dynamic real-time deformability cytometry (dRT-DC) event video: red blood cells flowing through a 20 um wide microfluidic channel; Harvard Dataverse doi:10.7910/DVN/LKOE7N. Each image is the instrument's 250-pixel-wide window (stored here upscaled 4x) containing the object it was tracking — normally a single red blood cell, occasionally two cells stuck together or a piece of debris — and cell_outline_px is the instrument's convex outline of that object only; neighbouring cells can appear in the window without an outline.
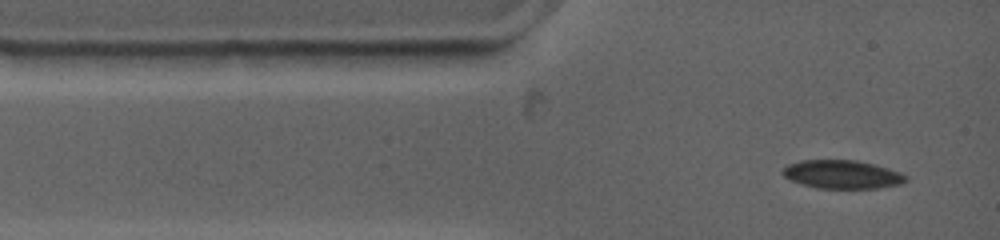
{"species": "common noctule bat (a hibernating species)", "species_latin": "Nyctalus noctula", "temperature_condition": "warm", "stored_images_in_passage": 5, "camera_frame_rate_fps": 4500, "um_per_image_px": 0.085, "animal": {"sex": "female", "body_mass_g": 19.0, "forearm_length_mm": 53.3}, "frame": {"image": 1, "passage_image": 1, "time_ms": 0.0, "image_size_px": [1000, 240], "cell_outline_px": [[908, 180], [904, 184], [876, 188], [816, 188], [800, 184], [784, 176], [780, 172], [788, 164], [800, 160], [856, 160], [888, 168], [900, 172], [908, 176]], "centroid_in_image_um": [71.6, 14.83], "position_along_channel_um": 13.4, "area_um2": 20.52}}
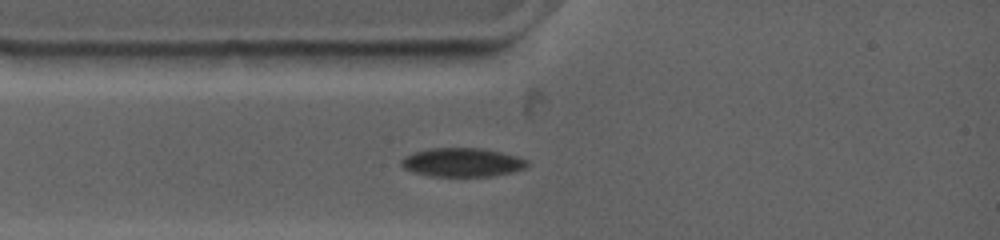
{"frame": {"image": 2, "passage_image": 3, "time_ms": 1.556, "image_size_px": [1000, 240], "cell_outline_px": [[528, 168], [512, 172], [492, 176], [432, 176], [412, 172], [404, 168], [400, 164], [400, 160], [404, 156], [412, 152], [432, 148], [480, 148], [500, 152], [516, 156], [528, 160]], "centroid_in_image_um": [39.28, 13.8], "position_along_channel_um": 45.7, "area_um2": 21.21}}
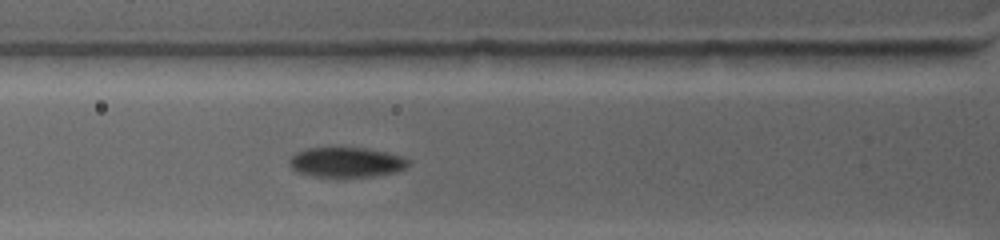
{"frame": {"image": 3, "passage_image": 5, "time_ms": 2.889, "image_size_px": [1000, 240], "cell_outline_px": [[408, 164], [404, 168], [396, 172], [376, 176], [316, 176], [296, 172], [288, 164], [288, 160], [296, 152], [308, 148], [364, 148], [388, 152], [404, 156], [408, 160]], "centroid_in_image_um": [29.44, 13.78], "position_along_channel_um": 96.4, "area_um2": 20.63}}